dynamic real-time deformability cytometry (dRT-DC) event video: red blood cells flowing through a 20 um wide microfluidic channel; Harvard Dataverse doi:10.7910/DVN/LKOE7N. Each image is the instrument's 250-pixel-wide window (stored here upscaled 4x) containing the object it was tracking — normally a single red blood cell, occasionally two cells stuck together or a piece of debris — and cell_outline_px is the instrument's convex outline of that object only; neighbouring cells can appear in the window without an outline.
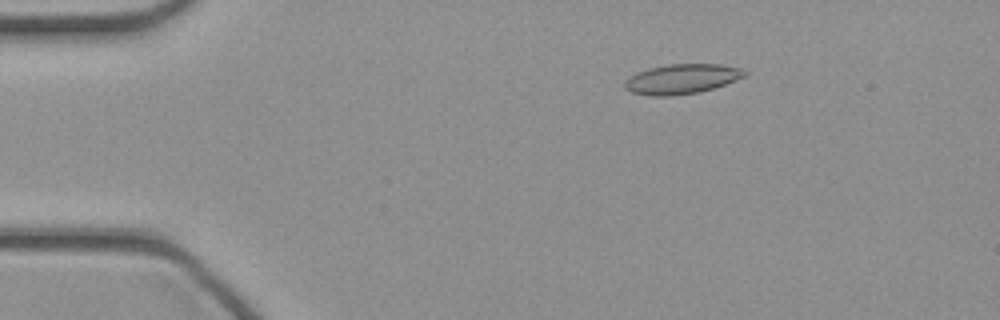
{"species": "common noctule bat (a hibernating species)", "species_latin": "Nyctalus noctula", "temperature_condition": "cold", "stored_images_in_passage": 46, "camera_frame_rate_fps": 3000, "um_per_image_px": 0.085, "animal": {"sex": "female", "body_mass_g": 21.9}, "frame": {"image": 1, "passage_image": 8, "time_ms": 2.333, "image_size_px": [1000, 320], "cell_outline_px": [[748, 72], [744, 76], [736, 80], [700, 92], [672, 96], [652, 96], [632, 92], [624, 88], [624, 80], [628, 76], [636, 72], [648, 68], [668, 64], [720, 64], [740, 68]], "centroid_in_image_um": [57.9, 6.71], "position_along_channel_um": 27.1, "area_um2": 20.92}}
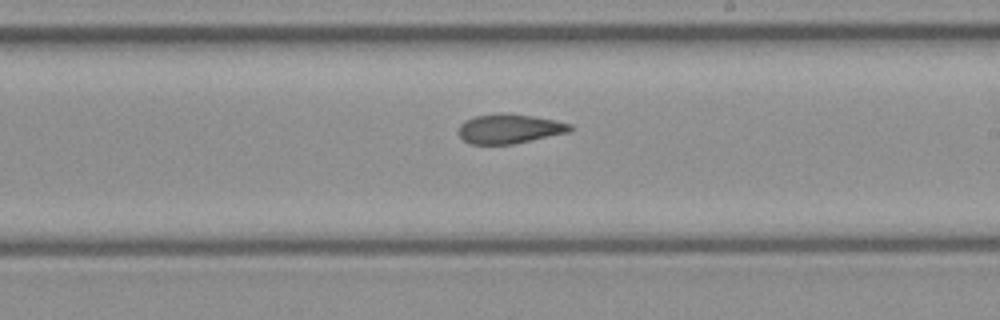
{"frame": {"image": 2, "passage_image": 27, "time_ms": 8.667, "image_size_px": [1000, 320], "cell_outline_px": [[572, 132], [512, 144], [468, 144], [456, 132], [460, 124], [464, 120], [476, 116], [532, 116], [556, 120], [572, 124]], "centroid_in_image_um": [43.32, 10.99], "position_along_channel_um": 245.7, "area_um2": 18.61}}
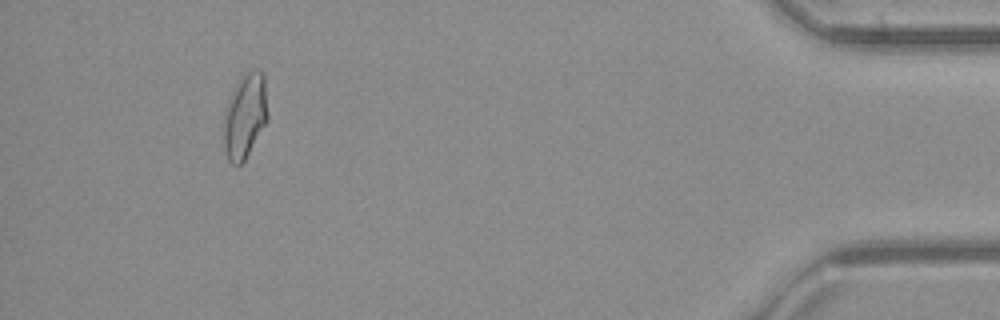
{"frame": {"image": 3, "passage_image": 43, "time_ms": 14.0, "image_size_px": [1000, 320], "cell_outline_px": [[268, 120], [244, 160], [240, 164], [232, 164], [228, 160], [224, 144], [224, 112], [228, 100], [240, 76], [252, 68], [260, 68], [264, 72], [268, 112]], "centroid_in_image_um": [20.84, 9.78], "position_along_channel_um": 414.4, "area_um2": 21.96}}